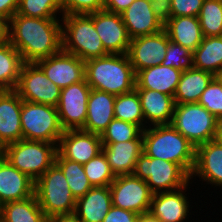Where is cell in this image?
<instances>
[{
  "label": "cell",
  "instance_id": "29",
  "mask_svg": "<svg viewBox=\"0 0 222 222\" xmlns=\"http://www.w3.org/2000/svg\"><path fill=\"white\" fill-rule=\"evenodd\" d=\"M1 222H48L35 194L20 201H10L1 205Z\"/></svg>",
  "mask_w": 222,
  "mask_h": 222
},
{
  "label": "cell",
  "instance_id": "3",
  "mask_svg": "<svg viewBox=\"0 0 222 222\" xmlns=\"http://www.w3.org/2000/svg\"><path fill=\"white\" fill-rule=\"evenodd\" d=\"M85 80L91 89L121 95L135 89V72L127 54H108L85 61Z\"/></svg>",
  "mask_w": 222,
  "mask_h": 222
},
{
  "label": "cell",
  "instance_id": "34",
  "mask_svg": "<svg viewBox=\"0 0 222 222\" xmlns=\"http://www.w3.org/2000/svg\"><path fill=\"white\" fill-rule=\"evenodd\" d=\"M198 19L204 37L222 36V0H204Z\"/></svg>",
  "mask_w": 222,
  "mask_h": 222
},
{
  "label": "cell",
  "instance_id": "31",
  "mask_svg": "<svg viewBox=\"0 0 222 222\" xmlns=\"http://www.w3.org/2000/svg\"><path fill=\"white\" fill-rule=\"evenodd\" d=\"M193 65L213 75L222 69V36L204 37L193 52Z\"/></svg>",
  "mask_w": 222,
  "mask_h": 222
},
{
  "label": "cell",
  "instance_id": "45",
  "mask_svg": "<svg viewBox=\"0 0 222 222\" xmlns=\"http://www.w3.org/2000/svg\"><path fill=\"white\" fill-rule=\"evenodd\" d=\"M134 0H104V9L121 14L124 10H126Z\"/></svg>",
  "mask_w": 222,
  "mask_h": 222
},
{
  "label": "cell",
  "instance_id": "26",
  "mask_svg": "<svg viewBox=\"0 0 222 222\" xmlns=\"http://www.w3.org/2000/svg\"><path fill=\"white\" fill-rule=\"evenodd\" d=\"M181 74L182 71L173 67L152 66L136 73L135 89L156 90L174 97Z\"/></svg>",
  "mask_w": 222,
  "mask_h": 222
},
{
  "label": "cell",
  "instance_id": "10",
  "mask_svg": "<svg viewBox=\"0 0 222 222\" xmlns=\"http://www.w3.org/2000/svg\"><path fill=\"white\" fill-rule=\"evenodd\" d=\"M15 91L22 100L55 107L61 94V88L51 82L36 63L22 65Z\"/></svg>",
  "mask_w": 222,
  "mask_h": 222
},
{
  "label": "cell",
  "instance_id": "47",
  "mask_svg": "<svg viewBox=\"0 0 222 222\" xmlns=\"http://www.w3.org/2000/svg\"><path fill=\"white\" fill-rule=\"evenodd\" d=\"M137 222H162L157 217H154L150 212L142 213L138 216Z\"/></svg>",
  "mask_w": 222,
  "mask_h": 222
},
{
  "label": "cell",
  "instance_id": "6",
  "mask_svg": "<svg viewBox=\"0 0 222 222\" xmlns=\"http://www.w3.org/2000/svg\"><path fill=\"white\" fill-rule=\"evenodd\" d=\"M34 194L48 219L75 211L77 199L73 196L63 172L55 163L35 181Z\"/></svg>",
  "mask_w": 222,
  "mask_h": 222
},
{
  "label": "cell",
  "instance_id": "36",
  "mask_svg": "<svg viewBox=\"0 0 222 222\" xmlns=\"http://www.w3.org/2000/svg\"><path fill=\"white\" fill-rule=\"evenodd\" d=\"M57 13L63 15L59 0H19L16 12L26 17L60 18Z\"/></svg>",
  "mask_w": 222,
  "mask_h": 222
},
{
  "label": "cell",
  "instance_id": "35",
  "mask_svg": "<svg viewBox=\"0 0 222 222\" xmlns=\"http://www.w3.org/2000/svg\"><path fill=\"white\" fill-rule=\"evenodd\" d=\"M85 174L92 187L109 186L115 180L103 151L83 165Z\"/></svg>",
  "mask_w": 222,
  "mask_h": 222
},
{
  "label": "cell",
  "instance_id": "19",
  "mask_svg": "<svg viewBox=\"0 0 222 222\" xmlns=\"http://www.w3.org/2000/svg\"><path fill=\"white\" fill-rule=\"evenodd\" d=\"M222 189V143L213 139L196 147L195 165L190 176Z\"/></svg>",
  "mask_w": 222,
  "mask_h": 222
},
{
  "label": "cell",
  "instance_id": "21",
  "mask_svg": "<svg viewBox=\"0 0 222 222\" xmlns=\"http://www.w3.org/2000/svg\"><path fill=\"white\" fill-rule=\"evenodd\" d=\"M121 16L131 39L155 34L164 29V24L150 7V0H134Z\"/></svg>",
  "mask_w": 222,
  "mask_h": 222
},
{
  "label": "cell",
  "instance_id": "16",
  "mask_svg": "<svg viewBox=\"0 0 222 222\" xmlns=\"http://www.w3.org/2000/svg\"><path fill=\"white\" fill-rule=\"evenodd\" d=\"M102 151L101 135L65 130L57 144V153L65 159L84 165Z\"/></svg>",
  "mask_w": 222,
  "mask_h": 222
},
{
  "label": "cell",
  "instance_id": "48",
  "mask_svg": "<svg viewBox=\"0 0 222 222\" xmlns=\"http://www.w3.org/2000/svg\"><path fill=\"white\" fill-rule=\"evenodd\" d=\"M213 78L221 85L222 87V69H220L218 72H216L213 75Z\"/></svg>",
  "mask_w": 222,
  "mask_h": 222
},
{
  "label": "cell",
  "instance_id": "12",
  "mask_svg": "<svg viewBox=\"0 0 222 222\" xmlns=\"http://www.w3.org/2000/svg\"><path fill=\"white\" fill-rule=\"evenodd\" d=\"M91 87L85 78L61 89L59 102L56 106L62 129H82L87 117V103Z\"/></svg>",
  "mask_w": 222,
  "mask_h": 222
},
{
  "label": "cell",
  "instance_id": "4",
  "mask_svg": "<svg viewBox=\"0 0 222 222\" xmlns=\"http://www.w3.org/2000/svg\"><path fill=\"white\" fill-rule=\"evenodd\" d=\"M61 22L64 52L76 55L83 61L109 54L89 14L62 15Z\"/></svg>",
  "mask_w": 222,
  "mask_h": 222
},
{
  "label": "cell",
  "instance_id": "20",
  "mask_svg": "<svg viewBox=\"0 0 222 222\" xmlns=\"http://www.w3.org/2000/svg\"><path fill=\"white\" fill-rule=\"evenodd\" d=\"M35 181L0 154V205L34 195Z\"/></svg>",
  "mask_w": 222,
  "mask_h": 222
},
{
  "label": "cell",
  "instance_id": "8",
  "mask_svg": "<svg viewBox=\"0 0 222 222\" xmlns=\"http://www.w3.org/2000/svg\"><path fill=\"white\" fill-rule=\"evenodd\" d=\"M21 129L23 139L58 144L64 130L55 106L22 100Z\"/></svg>",
  "mask_w": 222,
  "mask_h": 222
},
{
  "label": "cell",
  "instance_id": "7",
  "mask_svg": "<svg viewBox=\"0 0 222 222\" xmlns=\"http://www.w3.org/2000/svg\"><path fill=\"white\" fill-rule=\"evenodd\" d=\"M220 120L198 102L176 104L171 125L195 147L217 138Z\"/></svg>",
  "mask_w": 222,
  "mask_h": 222
},
{
  "label": "cell",
  "instance_id": "15",
  "mask_svg": "<svg viewBox=\"0 0 222 222\" xmlns=\"http://www.w3.org/2000/svg\"><path fill=\"white\" fill-rule=\"evenodd\" d=\"M36 64L42 69L47 78L61 89L78 83L85 78V61L63 50L53 56L37 61Z\"/></svg>",
  "mask_w": 222,
  "mask_h": 222
},
{
  "label": "cell",
  "instance_id": "28",
  "mask_svg": "<svg viewBox=\"0 0 222 222\" xmlns=\"http://www.w3.org/2000/svg\"><path fill=\"white\" fill-rule=\"evenodd\" d=\"M212 79V73L194 67L183 71L174 94L175 104L199 102Z\"/></svg>",
  "mask_w": 222,
  "mask_h": 222
},
{
  "label": "cell",
  "instance_id": "44",
  "mask_svg": "<svg viewBox=\"0 0 222 222\" xmlns=\"http://www.w3.org/2000/svg\"><path fill=\"white\" fill-rule=\"evenodd\" d=\"M19 0H0V22L6 26L16 14Z\"/></svg>",
  "mask_w": 222,
  "mask_h": 222
},
{
  "label": "cell",
  "instance_id": "22",
  "mask_svg": "<svg viewBox=\"0 0 222 222\" xmlns=\"http://www.w3.org/2000/svg\"><path fill=\"white\" fill-rule=\"evenodd\" d=\"M116 95L91 89L87 103V117L84 127L86 132L101 135L114 117Z\"/></svg>",
  "mask_w": 222,
  "mask_h": 222
},
{
  "label": "cell",
  "instance_id": "30",
  "mask_svg": "<svg viewBox=\"0 0 222 222\" xmlns=\"http://www.w3.org/2000/svg\"><path fill=\"white\" fill-rule=\"evenodd\" d=\"M23 64L18 50L3 38L0 41V91L15 90Z\"/></svg>",
  "mask_w": 222,
  "mask_h": 222
},
{
  "label": "cell",
  "instance_id": "40",
  "mask_svg": "<svg viewBox=\"0 0 222 222\" xmlns=\"http://www.w3.org/2000/svg\"><path fill=\"white\" fill-rule=\"evenodd\" d=\"M63 15L90 14L104 9V0H59Z\"/></svg>",
  "mask_w": 222,
  "mask_h": 222
},
{
  "label": "cell",
  "instance_id": "17",
  "mask_svg": "<svg viewBox=\"0 0 222 222\" xmlns=\"http://www.w3.org/2000/svg\"><path fill=\"white\" fill-rule=\"evenodd\" d=\"M189 183L177 190L153 194L149 212L162 222H184L191 210L185 193Z\"/></svg>",
  "mask_w": 222,
  "mask_h": 222
},
{
  "label": "cell",
  "instance_id": "43",
  "mask_svg": "<svg viewBox=\"0 0 222 222\" xmlns=\"http://www.w3.org/2000/svg\"><path fill=\"white\" fill-rule=\"evenodd\" d=\"M150 7L163 24L171 18V0H150Z\"/></svg>",
  "mask_w": 222,
  "mask_h": 222
},
{
  "label": "cell",
  "instance_id": "5",
  "mask_svg": "<svg viewBox=\"0 0 222 222\" xmlns=\"http://www.w3.org/2000/svg\"><path fill=\"white\" fill-rule=\"evenodd\" d=\"M57 144L21 139L5 145L0 154L19 171L36 181L55 163Z\"/></svg>",
  "mask_w": 222,
  "mask_h": 222
},
{
  "label": "cell",
  "instance_id": "1",
  "mask_svg": "<svg viewBox=\"0 0 222 222\" xmlns=\"http://www.w3.org/2000/svg\"><path fill=\"white\" fill-rule=\"evenodd\" d=\"M60 21L15 14L5 26V38L18 50L24 63H36L62 50Z\"/></svg>",
  "mask_w": 222,
  "mask_h": 222
},
{
  "label": "cell",
  "instance_id": "33",
  "mask_svg": "<svg viewBox=\"0 0 222 222\" xmlns=\"http://www.w3.org/2000/svg\"><path fill=\"white\" fill-rule=\"evenodd\" d=\"M55 164L63 172L68 186L76 199L84 196L92 188L85 174L84 167L80 163L62 158L56 153Z\"/></svg>",
  "mask_w": 222,
  "mask_h": 222
},
{
  "label": "cell",
  "instance_id": "14",
  "mask_svg": "<svg viewBox=\"0 0 222 222\" xmlns=\"http://www.w3.org/2000/svg\"><path fill=\"white\" fill-rule=\"evenodd\" d=\"M94 22L104 49L109 54H127L131 38L123 23L121 14L105 9L89 14Z\"/></svg>",
  "mask_w": 222,
  "mask_h": 222
},
{
  "label": "cell",
  "instance_id": "42",
  "mask_svg": "<svg viewBox=\"0 0 222 222\" xmlns=\"http://www.w3.org/2000/svg\"><path fill=\"white\" fill-rule=\"evenodd\" d=\"M139 214L112 205L102 222H137Z\"/></svg>",
  "mask_w": 222,
  "mask_h": 222
},
{
  "label": "cell",
  "instance_id": "2",
  "mask_svg": "<svg viewBox=\"0 0 222 222\" xmlns=\"http://www.w3.org/2000/svg\"><path fill=\"white\" fill-rule=\"evenodd\" d=\"M142 136L143 153L151 158L174 162L191 176L196 147L171 124L150 125L142 131Z\"/></svg>",
  "mask_w": 222,
  "mask_h": 222
},
{
  "label": "cell",
  "instance_id": "23",
  "mask_svg": "<svg viewBox=\"0 0 222 222\" xmlns=\"http://www.w3.org/2000/svg\"><path fill=\"white\" fill-rule=\"evenodd\" d=\"M143 147L142 133L127 142L102 144V151L115 176L132 174Z\"/></svg>",
  "mask_w": 222,
  "mask_h": 222
},
{
  "label": "cell",
  "instance_id": "46",
  "mask_svg": "<svg viewBox=\"0 0 222 222\" xmlns=\"http://www.w3.org/2000/svg\"><path fill=\"white\" fill-rule=\"evenodd\" d=\"M48 222H82L73 212L68 214L56 215L48 219Z\"/></svg>",
  "mask_w": 222,
  "mask_h": 222
},
{
  "label": "cell",
  "instance_id": "38",
  "mask_svg": "<svg viewBox=\"0 0 222 222\" xmlns=\"http://www.w3.org/2000/svg\"><path fill=\"white\" fill-rule=\"evenodd\" d=\"M167 67H173L179 71L189 70L194 67L193 53L180 44L169 41L166 55L161 63Z\"/></svg>",
  "mask_w": 222,
  "mask_h": 222
},
{
  "label": "cell",
  "instance_id": "49",
  "mask_svg": "<svg viewBox=\"0 0 222 222\" xmlns=\"http://www.w3.org/2000/svg\"><path fill=\"white\" fill-rule=\"evenodd\" d=\"M216 139L222 143V121L219 122Z\"/></svg>",
  "mask_w": 222,
  "mask_h": 222
},
{
  "label": "cell",
  "instance_id": "9",
  "mask_svg": "<svg viewBox=\"0 0 222 222\" xmlns=\"http://www.w3.org/2000/svg\"><path fill=\"white\" fill-rule=\"evenodd\" d=\"M132 174L145 180L153 194L177 190L191 180L178 164L151 158L143 152L137 159Z\"/></svg>",
  "mask_w": 222,
  "mask_h": 222
},
{
  "label": "cell",
  "instance_id": "24",
  "mask_svg": "<svg viewBox=\"0 0 222 222\" xmlns=\"http://www.w3.org/2000/svg\"><path fill=\"white\" fill-rule=\"evenodd\" d=\"M135 90L140 97L145 129L148 123L153 126L171 124L176 105L173 96L150 89Z\"/></svg>",
  "mask_w": 222,
  "mask_h": 222
},
{
  "label": "cell",
  "instance_id": "11",
  "mask_svg": "<svg viewBox=\"0 0 222 222\" xmlns=\"http://www.w3.org/2000/svg\"><path fill=\"white\" fill-rule=\"evenodd\" d=\"M109 187L113 206L139 215L149 212L153 193L145 180L133 174L118 175Z\"/></svg>",
  "mask_w": 222,
  "mask_h": 222
},
{
  "label": "cell",
  "instance_id": "25",
  "mask_svg": "<svg viewBox=\"0 0 222 222\" xmlns=\"http://www.w3.org/2000/svg\"><path fill=\"white\" fill-rule=\"evenodd\" d=\"M111 207L110 187L97 186L76 200L74 213L82 222H102Z\"/></svg>",
  "mask_w": 222,
  "mask_h": 222
},
{
  "label": "cell",
  "instance_id": "39",
  "mask_svg": "<svg viewBox=\"0 0 222 222\" xmlns=\"http://www.w3.org/2000/svg\"><path fill=\"white\" fill-rule=\"evenodd\" d=\"M198 103L222 121V87L214 78L203 91Z\"/></svg>",
  "mask_w": 222,
  "mask_h": 222
},
{
  "label": "cell",
  "instance_id": "32",
  "mask_svg": "<svg viewBox=\"0 0 222 222\" xmlns=\"http://www.w3.org/2000/svg\"><path fill=\"white\" fill-rule=\"evenodd\" d=\"M114 117L145 129V120L140 97L134 89L132 92L116 95L114 101ZM144 122V123H143Z\"/></svg>",
  "mask_w": 222,
  "mask_h": 222
},
{
  "label": "cell",
  "instance_id": "18",
  "mask_svg": "<svg viewBox=\"0 0 222 222\" xmlns=\"http://www.w3.org/2000/svg\"><path fill=\"white\" fill-rule=\"evenodd\" d=\"M21 108L22 99L15 90L0 91V150L23 139Z\"/></svg>",
  "mask_w": 222,
  "mask_h": 222
},
{
  "label": "cell",
  "instance_id": "37",
  "mask_svg": "<svg viewBox=\"0 0 222 222\" xmlns=\"http://www.w3.org/2000/svg\"><path fill=\"white\" fill-rule=\"evenodd\" d=\"M142 131L136 124L114 118L109 123L107 129L101 134V141L102 144L127 142L135 140Z\"/></svg>",
  "mask_w": 222,
  "mask_h": 222
},
{
  "label": "cell",
  "instance_id": "13",
  "mask_svg": "<svg viewBox=\"0 0 222 222\" xmlns=\"http://www.w3.org/2000/svg\"><path fill=\"white\" fill-rule=\"evenodd\" d=\"M170 39L165 31L131 39L128 57L135 74L143 69L160 65L165 58Z\"/></svg>",
  "mask_w": 222,
  "mask_h": 222
},
{
  "label": "cell",
  "instance_id": "41",
  "mask_svg": "<svg viewBox=\"0 0 222 222\" xmlns=\"http://www.w3.org/2000/svg\"><path fill=\"white\" fill-rule=\"evenodd\" d=\"M204 0H171V17H198Z\"/></svg>",
  "mask_w": 222,
  "mask_h": 222
},
{
  "label": "cell",
  "instance_id": "27",
  "mask_svg": "<svg viewBox=\"0 0 222 222\" xmlns=\"http://www.w3.org/2000/svg\"><path fill=\"white\" fill-rule=\"evenodd\" d=\"M164 29L171 41L180 44L192 53L204 38L198 17H171L164 24Z\"/></svg>",
  "mask_w": 222,
  "mask_h": 222
},
{
  "label": "cell",
  "instance_id": "50",
  "mask_svg": "<svg viewBox=\"0 0 222 222\" xmlns=\"http://www.w3.org/2000/svg\"><path fill=\"white\" fill-rule=\"evenodd\" d=\"M5 38V26L0 22V41Z\"/></svg>",
  "mask_w": 222,
  "mask_h": 222
}]
</instances>
